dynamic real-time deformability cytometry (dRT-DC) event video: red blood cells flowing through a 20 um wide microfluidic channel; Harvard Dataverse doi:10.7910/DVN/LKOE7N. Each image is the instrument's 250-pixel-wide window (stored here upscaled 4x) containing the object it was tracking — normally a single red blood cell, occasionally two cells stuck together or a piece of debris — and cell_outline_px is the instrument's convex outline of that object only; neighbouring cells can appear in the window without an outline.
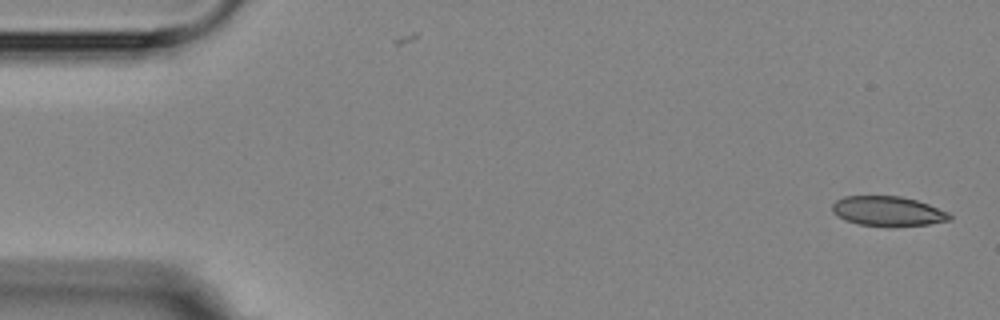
{"species": "Egyptian fruit bat (a non-hibernating species)", "species_latin": "Rousettus aegyptiacus", "temperature_condition": "room temperature", "stored_images_in_passage": 6, "camera_frame_rate_fps": 3000, "um_per_image_px": 0.085, "animal": {"sex": "female"}, "frame": {"image": 1, "passage_image": 1, "time_ms": 0.0, "image_size_px": [1000, 320], "cell_outline_px": [[952, 220], [928, 224], [888, 228], [860, 224], [844, 220], [836, 216], [832, 212], [832, 204], [836, 200], [844, 196], [900, 196], [916, 200], [928, 204], [948, 212], [952, 216]], "centroid_in_image_um": [75.46, 17.97], "position_along_channel_um": 9.5, "area_um2": 20.75}}
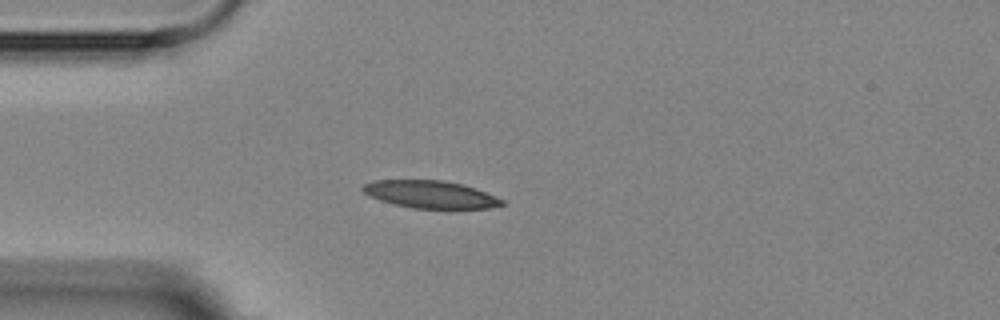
{"frame": {"image": 2, "passage_image": 5, "time_ms": 8.0, "image_size_px": [1000, 320], "cell_outline_px": [[504, 204], [488, 208], [412, 208], [380, 200], [364, 192], [360, 188], [364, 184], [376, 180], [444, 180], [464, 184], [476, 188], [504, 200]], "centroid_in_image_um": [36.6, 16.51], "position_along_channel_um": 48.4, "area_um2": 22.08}}